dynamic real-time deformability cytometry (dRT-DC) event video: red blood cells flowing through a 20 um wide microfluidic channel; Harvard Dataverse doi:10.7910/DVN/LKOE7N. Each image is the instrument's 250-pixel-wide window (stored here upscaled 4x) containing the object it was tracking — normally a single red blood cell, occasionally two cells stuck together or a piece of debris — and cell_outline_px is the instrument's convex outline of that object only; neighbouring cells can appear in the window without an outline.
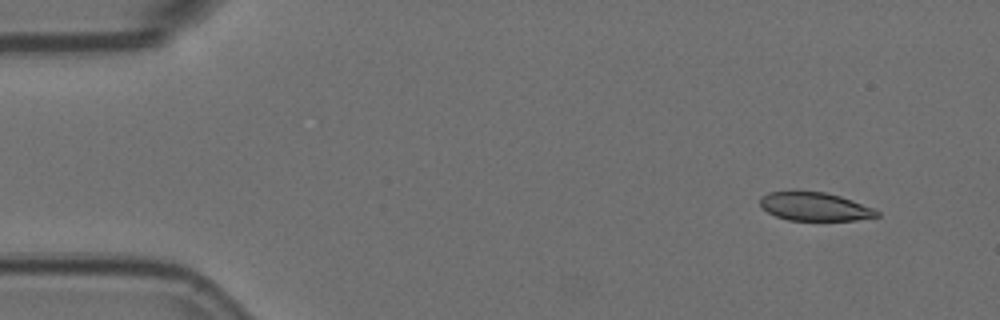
{"species": "Egyptian fruit bat (a non-hibernating species)", "species_latin": "Rousettus aegyptiacus", "temperature_condition": "room temperature", "stored_images_in_passage": 4, "camera_frame_rate_fps": 3000, "um_per_image_px": 0.085, "animal": {"sex": "female"}, "frame": {"image": 1, "passage_image": 2, "time_ms": 0.333, "image_size_px": [1000, 320], "cell_outline_px": [[880, 216], [856, 220], [788, 220], [776, 216], [760, 208], [760, 196], [768, 192], [796, 188], [824, 192], [840, 196], [852, 200], [872, 208], [880, 212]], "centroid_in_image_um": [69.17, 17.51], "position_along_channel_um": 15.8, "area_um2": 20.0}}